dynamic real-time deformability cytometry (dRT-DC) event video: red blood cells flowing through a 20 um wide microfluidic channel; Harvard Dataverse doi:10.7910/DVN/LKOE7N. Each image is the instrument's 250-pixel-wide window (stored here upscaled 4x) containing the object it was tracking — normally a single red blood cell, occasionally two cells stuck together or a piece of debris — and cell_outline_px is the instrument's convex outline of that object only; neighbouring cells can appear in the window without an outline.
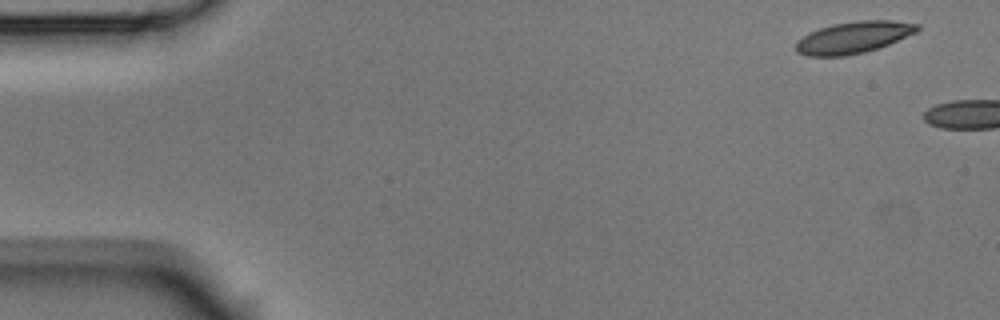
{"species": "Egyptian fruit bat (a non-hibernating species)", "species_latin": "Rousettus aegyptiacus", "temperature_condition": "room temperature", "stored_images_in_passage": 2, "camera_frame_rate_fps": 3000, "um_per_image_px": 0.085, "animal": {"sex": "male"}, "frame": {"image": 1, "passage_image": 1, "time_ms": 0.0, "image_size_px": [1000, 320], "cell_outline_px": [[920, 28], [916, 32], [888, 44], [864, 52], [844, 56], [808, 56], [796, 52], [796, 40], [808, 32], [832, 24], [856, 20], [892, 20], [920, 24]], "centroid_in_image_um": [72.52, 3.17], "position_along_channel_um": 12.5, "area_um2": 22.48}}